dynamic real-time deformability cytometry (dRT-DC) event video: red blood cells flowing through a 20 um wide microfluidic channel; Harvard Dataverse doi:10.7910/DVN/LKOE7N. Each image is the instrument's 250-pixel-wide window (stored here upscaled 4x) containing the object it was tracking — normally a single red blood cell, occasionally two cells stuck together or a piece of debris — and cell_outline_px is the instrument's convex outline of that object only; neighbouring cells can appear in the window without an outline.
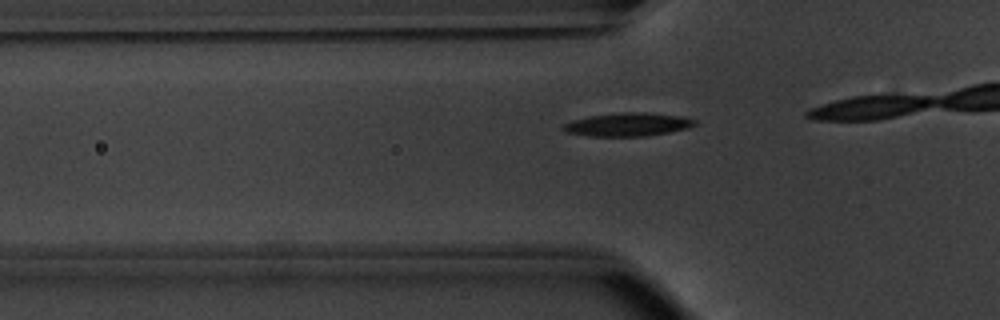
{"species": "common noctule bat (a hibernating species)", "species_latin": "Nyctalus noctula", "temperature_condition": "warm", "stored_images_in_passage": 17, "camera_frame_rate_fps": 3000, "um_per_image_px": 0.085, "animal": {"sex": "male", "body_mass_g": 20.1, "forearm_length_mm": 53.5}, "frame": {"image": 1, "passage_image": 14, "time_ms": 4.333, "image_size_px": [1000, 320], "cell_outline_px": [[696, 124], [688, 128], [668, 132], [644, 136], [588, 136], [564, 132], [560, 128], [564, 124], [572, 120], [592, 116], [620, 112], [644, 112], [684, 116], [696, 120]], "centroid_in_image_um": [53.35, 10.58], "position_along_channel_um": 72.4, "area_um2": 17.92}}